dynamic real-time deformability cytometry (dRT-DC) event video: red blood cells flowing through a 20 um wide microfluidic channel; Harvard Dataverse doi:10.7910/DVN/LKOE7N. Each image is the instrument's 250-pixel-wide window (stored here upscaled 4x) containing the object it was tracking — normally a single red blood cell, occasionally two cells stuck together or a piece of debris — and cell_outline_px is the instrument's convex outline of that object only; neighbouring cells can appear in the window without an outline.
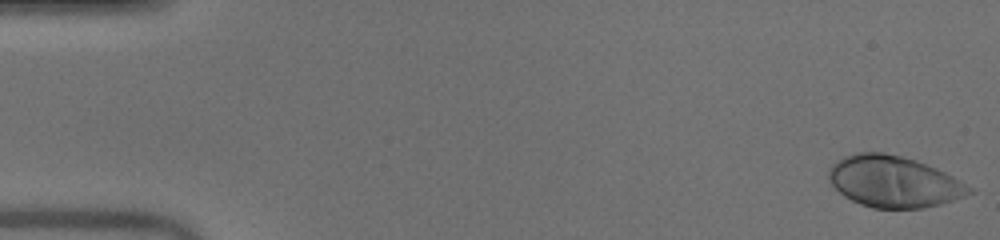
{"species": "human", "species_latin": "Homo sapiens", "temperature_condition": "warm", "stored_images_in_passage": 50, "camera_frame_rate_fps": 3000, "um_per_image_px": 0.085, "donor": {"sex": "male"}, "frame": {"image": 1, "passage_image": 1, "time_ms": 0.0, "image_size_px": [1000, 240], "cell_outline_px": [[976, 192], [940, 204], [924, 208], [872, 208], [860, 204], [844, 196], [828, 180], [828, 168], [836, 160], [844, 156], [856, 152], [884, 152], [916, 160], [936, 168], [952, 176], [972, 188]], "centroid_in_image_um": [75.94, 15.43], "position_along_channel_um": 9.1, "area_um2": 42.02}}
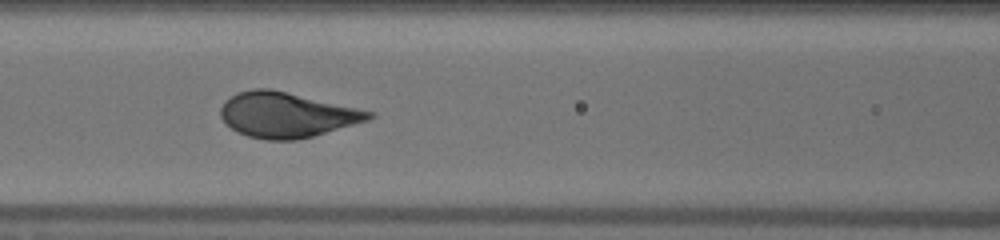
{"frame": {"image": 2, "passage_image": 22, "time_ms": 7.0, "image_size_px": [1000, 240], "cell_outline_px": [[376, 116], [368, 120], [312, 136], [296, 140], [264, 140], [248, 136], [236, 132], [220, 116], [220, 108], [224, 100], [236, 92], [252, 88], [268, 88], [376, 112]], "centroid_in_image_um": [24.33, 9.76], "position_along_channel_um": 142.3, "area_um2": 38.9}}
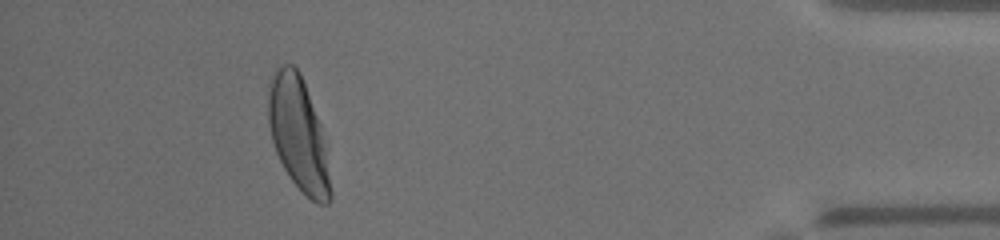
{"frame": {"image": 3, "passage_image": 46, "time_ms": 15.0, "image_size_px": [1000, 240], "cell_outline_px": [[332, 200], [328, 204], [320, 204], [312, 200], [288, 176], [276, 152], [272, 140], [268, 124], [268, 84], [276, 68], [284, 64], [292, 64], [300, 72], [320, 124], [328, 148], [332, 192]], "centroid_in_image_um": [25.38, 11.41], "position_along_channel_um": 409.8, "area_um2": 41.38}, "authors_computed_cell_mechanics": {"area_um2": 39.7953, "velocity_mm_per_s": 4.0419, "shape_relaxation_time_tau1_ms": 2.4736, "shape_relaxation_time_tau2_ms": null, "deformation_change_tau1": 0.1914, "deformation_change_tau2": null}}